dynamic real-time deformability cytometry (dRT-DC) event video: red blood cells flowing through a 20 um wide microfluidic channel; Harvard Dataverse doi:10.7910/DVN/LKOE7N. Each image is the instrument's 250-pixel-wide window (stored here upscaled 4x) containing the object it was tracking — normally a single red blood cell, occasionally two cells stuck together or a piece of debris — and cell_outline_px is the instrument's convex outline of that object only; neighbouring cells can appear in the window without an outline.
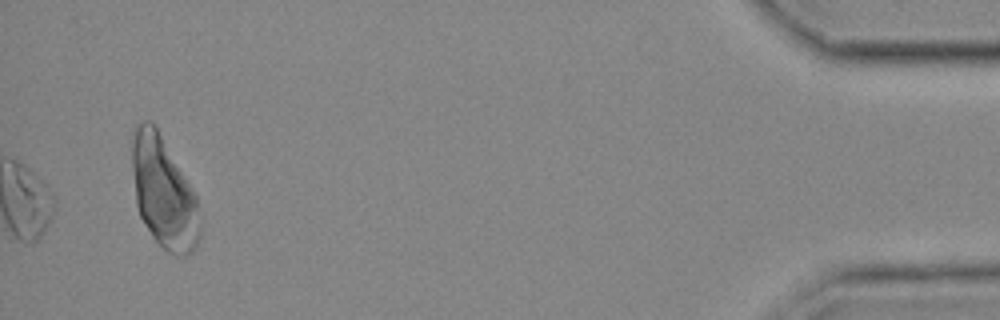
{"species": "common noctule bat (a hibernating species)", "species_latin": "Nyctalus noctula", "temperature_condition": "cold", "stored_images_in_passage": 40, "segment_of_instrument_passage": [3, 3], "camera_frame_rate_fps": 3000, "um_per_image_px": 0.085, "animal": {"sex": "female", "body_mass_g": 25.1}, "frame": {"image": 1, "passage_image": 40, "time_ms": 13.0, "image_size_px": [1000, 320], "cell_outline_px": [[200, 240], [192, 252], [184, 256], [180, 256], [168, 252], [152, 236], [140, 216], [136, 204], [132, 168], [132, 140], [136, 124], [144, 120], [152, 120], [196, 196], [200, 224]], "centroid_in_image_um": [13.9, 16.37], "position_along_channel_um": 421.3, "area_um2": 43.47}}